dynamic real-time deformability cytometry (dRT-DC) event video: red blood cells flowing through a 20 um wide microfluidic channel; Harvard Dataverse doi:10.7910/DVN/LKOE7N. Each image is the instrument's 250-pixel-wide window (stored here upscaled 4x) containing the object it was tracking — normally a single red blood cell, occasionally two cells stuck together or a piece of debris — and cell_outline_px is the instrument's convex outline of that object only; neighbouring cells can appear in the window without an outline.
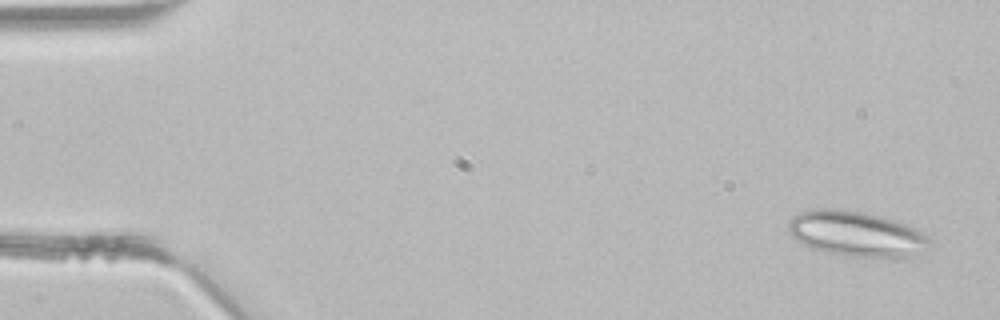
{"species": "common noctule bat (a hibernating species)", "species_latin": "Nyctalus noctula", "temperature_condition": "room temperature", "stored_images_in_passage": 3, "camera_frame_rate_fps": 3000, "um_per_image_px": 0.085, "animal": {"sex": "male", "body_mass_g": 21.5, "forearm_length_mm": 52.0}, "frame": {"image": 1, "passage_image": 1, "time_ms": 0.0, "image_size_px": [1000, 320], "cell_outline_px": [[932, 244], [920, 256], [872, 260], [824, 252], [812, 248], [796, 240], [792, 236], [788, 228], [788, 220], [800, 212], [816, 208], [844, 208], [864, 212], [896, 220], [928, 236], [932, 240]], "centroid_in_image_um": [72.85, 19.92], "position_along_channel_um": 12.2, "area_um2": 38.44}}